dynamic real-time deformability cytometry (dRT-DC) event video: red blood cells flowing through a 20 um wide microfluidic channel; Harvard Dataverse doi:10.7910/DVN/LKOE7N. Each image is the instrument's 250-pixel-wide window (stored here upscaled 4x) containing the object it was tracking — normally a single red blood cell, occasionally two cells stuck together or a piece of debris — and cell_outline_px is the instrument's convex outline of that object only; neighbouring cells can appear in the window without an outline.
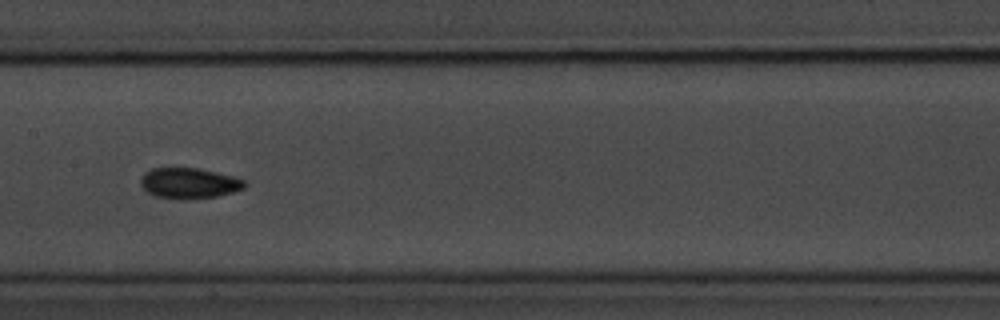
{"species": "common noctule bat (a hibernating species)", "species_latin": "Nyctalus noctula", "temperature_condition": "room temperature", "stored_images_in_passage": 38, "camera_frame_rate_fps": 3000, "um_per_image_px": 0.085, "animal": {"sex": "male", "body_mass_g": 20.1, "forearm_length_mm": 53.5}, "frame": {"image": 1, "passage_image": 12, "time_ms": 3.667, "image_size_px": [1000, 320], "cell_outline_px": [[248, 184], [244, 188], [220, 196], [184, 200], [180, 200], [156, 196], [148, 192], [140, 184], [140, 180], [144, 172], [152, 168], [196, 168], [216, 172], [232, 176], [244, 180]], "centroid_in_image_um": [16.07, 15.58], "position_along_channel_um": 191.3, "area_um2": 18.67}}